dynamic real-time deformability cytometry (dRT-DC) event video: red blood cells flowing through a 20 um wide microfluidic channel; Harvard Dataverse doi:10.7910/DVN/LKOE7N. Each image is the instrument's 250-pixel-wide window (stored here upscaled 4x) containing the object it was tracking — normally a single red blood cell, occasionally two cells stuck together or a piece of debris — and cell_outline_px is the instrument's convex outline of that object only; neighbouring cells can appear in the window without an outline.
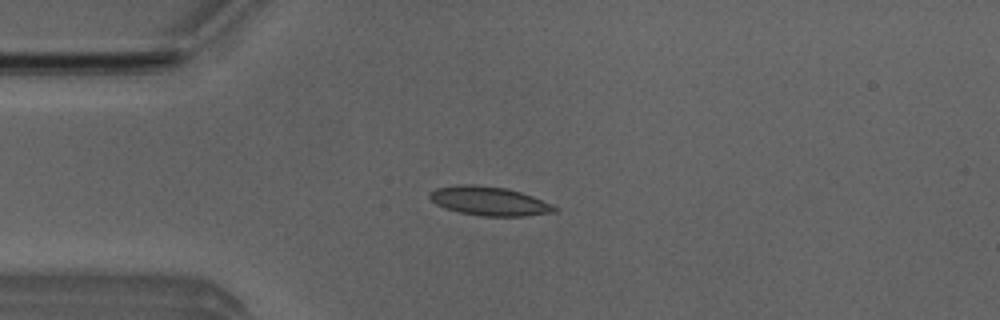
{"species": "Egyptian fruit bat (a non-hibernating species)", "species_latin": "Rousettus aegyptiacus", "temperature_condition": "room temperature", "stored_images_in_passage": 29, "camera_frame_rate_fps": 3000, "um_per_image_px": 0.085, "animal": {"sex": "male"}, "frame": {"image": 1, "passage_image": 2, "time_ms": 0.333, "image_size_px": [1000, 320], "cell_outline_px": [[556, 212], [524, 216], [480, 216], [460, 212], [444, 208], [436, 204], [428, 196], [436, 188], [456, 184], [476, 184], [508, 188], [532, 196], [552, 204], [556, 208]], "centroid_in_image_um": [41.57, 17.08], "position_along_channel_um": 43.4, "area_um2": 21.1}}
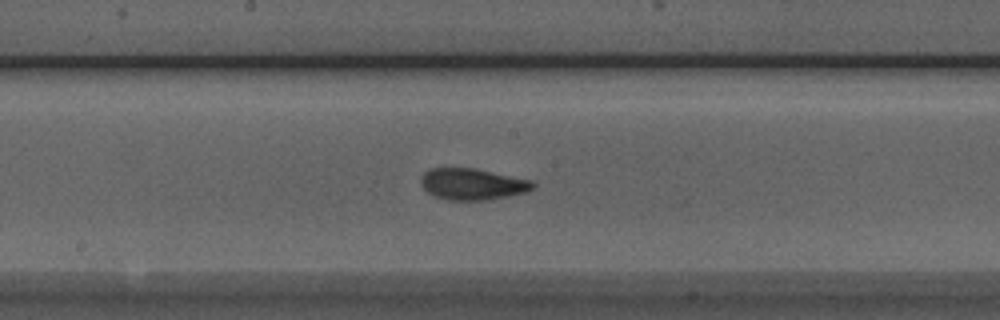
{"frame": {"image": 2, "passage_image": 16, "time_ms": 5.0, "image_size_px": [1000, 320], "cell_outline_px": [[536, 188], [524, 192], [508, 196], [484, 200], [448, 200], [436, 196], [428, 192], [420, 184], [420, 180], [424, 172], [432, 168], [472, 168], [532, 180], [536, 184]], "centroid_in_image_um": [40.16, 15.65], "position_along_channel_um": 208.0, "area_um2": 20.35}}
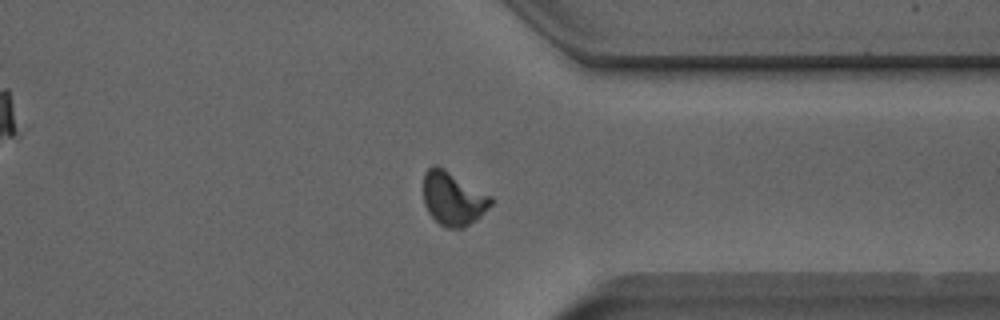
{"frame": {"image": 3, "passage_image": 29, "time_ms": 9.333, "image_size_px": [1000, 320], "cell_outline_px": [[492, 204], [476, 220], [464, 228], [444, 228], [428, 212], [424, 204], [424, 172], [432, 164], [436, 164], [444, 168], [492, 196]], "centroid_in_image_um": [38.5, 16.87], "position_along_channel_um": 372.9, "area_um2": 21.15}, "authors_computed_cell_mechanics": {"area_um2": 20.4034, "velocity_mm_per_s": 3.9164, "shape_relaxation_time_tau1_ms": 4.285, "shape_relaxation_time_tau2_ms": 1.8405, "deformation_change_tau1": 0.1372, "deformation_change_tau2": 0.0584}}